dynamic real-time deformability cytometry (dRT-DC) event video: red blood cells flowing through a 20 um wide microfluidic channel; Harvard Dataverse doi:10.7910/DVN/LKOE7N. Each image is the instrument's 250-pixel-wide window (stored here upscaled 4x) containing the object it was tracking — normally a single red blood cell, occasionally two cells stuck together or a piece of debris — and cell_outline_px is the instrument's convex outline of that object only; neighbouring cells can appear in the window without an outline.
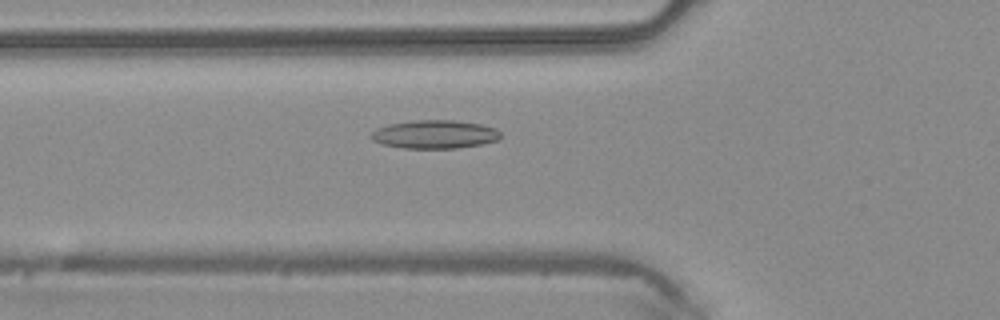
{"species": "common noctule bat (a hibernating species)", "species_latin": "Nyctalus noctula", "temperature_condition": "warm", "stored_images_in_passage": 46, "camera_frame_rate_fps": 3000, "um_per_image_px": 0.085, "animal": {"sex": "male", "body_mass_g": 20.4}, "frame": {"image": 1, "passage_image": 16, "time_ms": 5.0, "image_size_px": [1000, 320], "cell_outline_px": [[500, 140], [484, 144], [456, 148], [404, 148], [384, 144], [372, 140], [372, 132], [376, 128], [388, 124], [412, 120], [452, 120], [480, 124], [496, 128], [500, 132]], "centroid_in_image_um": [36.98, 11.41], "position_along_channel_um": 88.8, "area_um2": 21.44}}
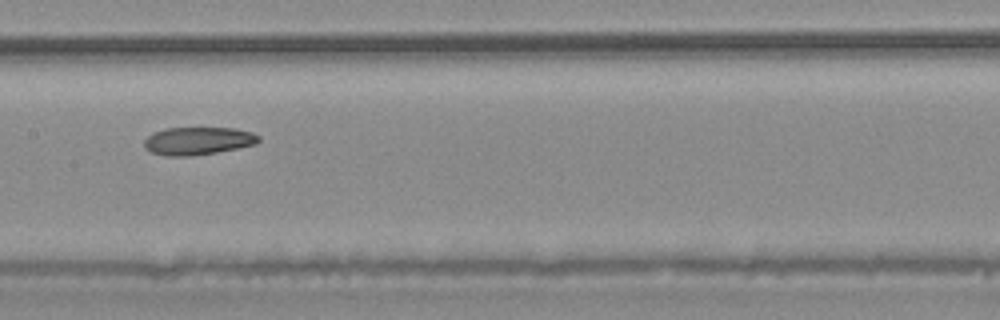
{"frame": {"image": 2, "passage_image": 23, "time_ms": 7.333, "image_size_px": [1000, 320], "cell_outline_px": [[260, 140], [256, 144], [216, 152], [192, 156], [164, 156], [152, 152], [144, 148], [144, 140], [152, 132], [164, 128], [232, 128], [252, 132], [260, 136]], "centroid_in_image_um": [16.79, 11.97], "position_along_channel_um": 190.6, "area_um2": 18.61}}
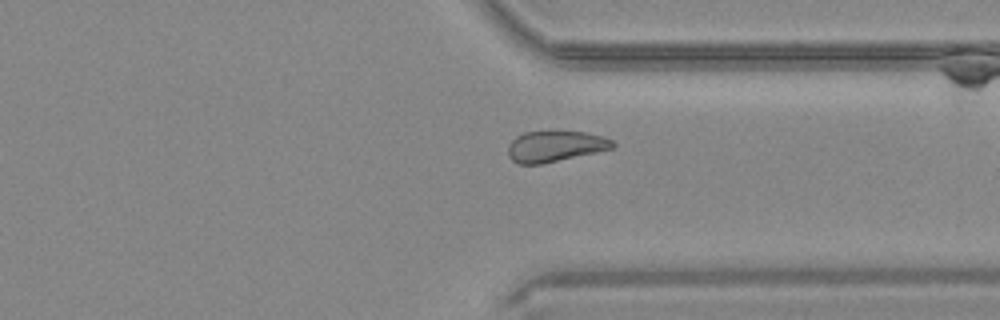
{"frame": {"image": 3, "passage_image": 35, "time_ms": 11.333, "image_size_px": [1000, 320], "cell_outline_px": [[616, 144], [612, 148], [596, 152], [540, 164], [520, 164], [512, 160], [508, 156], [508, 144], [516, 136], [524, 132], [588, 132], [604, 136], [612, 140]], "centroid_in_image_um": [47.18, 12.43], "position_along_channel_um": 364.2, "area_um2": 18.67}}